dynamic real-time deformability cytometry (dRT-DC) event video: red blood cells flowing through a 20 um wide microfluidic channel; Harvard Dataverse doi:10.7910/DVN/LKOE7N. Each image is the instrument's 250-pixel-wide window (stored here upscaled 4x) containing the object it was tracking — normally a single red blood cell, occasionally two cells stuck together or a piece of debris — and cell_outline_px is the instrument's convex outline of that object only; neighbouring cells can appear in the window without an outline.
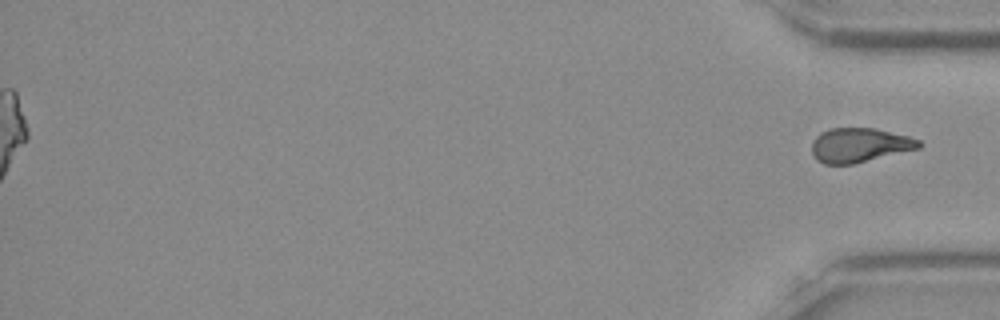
{"species": "Egyptian fruit bat (a non-hibernating species)", "species_latin": "Rousettus aegyptiacus", "temperature_condition": "room temperature", "stored_images_in_passage": 53, "segment_of_instrument_passage": [2, 2], "camera_frame_rate_fps": 3000, "um_per_image_px": 0.085, "frame": {"image": 1, "passage_image": 53, "time_ms": 17.333, "image_size_px": [1000, 320], "cell_outline_px": [[924, 144], [920, 148], [852, 164], [824, 164], [816, 160], [812, 152], [812, 140], [820, 132], [828, 128], [876, 128], [908, 136], [920, 140]], "centroid_in_image_um": [73.05, 12.33], "position_along_channel_um": 362.1, "area_um2": 21.56}}